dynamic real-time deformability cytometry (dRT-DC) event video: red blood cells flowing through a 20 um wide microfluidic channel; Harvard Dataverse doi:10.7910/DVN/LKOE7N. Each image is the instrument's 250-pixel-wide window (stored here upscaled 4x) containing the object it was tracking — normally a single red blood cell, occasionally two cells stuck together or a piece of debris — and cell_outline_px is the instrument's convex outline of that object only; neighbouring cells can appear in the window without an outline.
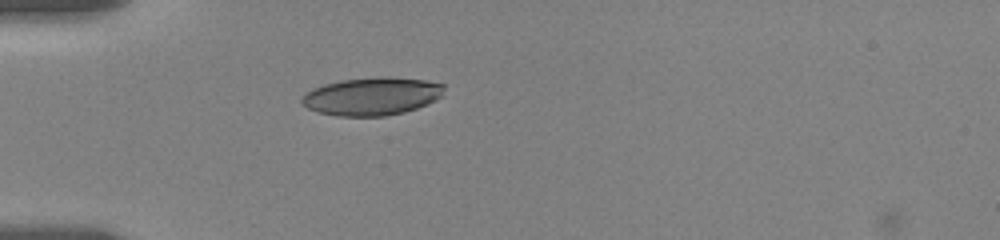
{"species": "human", "species_latin": "Homo sapiens", "temperature_condition": "room temperature", "stored_images_in_passage": 41, "camera_frame_rate_fps": 3000, "um_per_image_px": 0.085, "donor": {"sex": "female"}, "frame": {"image": 1, "passage_image": 1, "time_ms": 0.0, "image_size_px": [1000, 240], "cell_outline_px": [[444, 96], [428, 104], [404, 112], [384, 116], [336, 116], [316, 112], [300, 104], [300, 100], [312, 88], [324, 84], [344, 80], [380, 76], [428, 80], [444, 84]], "centroid_in_image_um": [31.63, 8.19], "position_along_channel_um": 53.4, "area_um2": 31.67}}
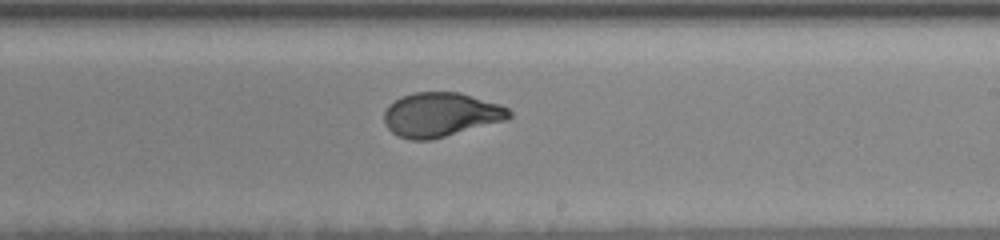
{"frame": {"image": 2, "passage_image": 19, "time_ms": 6.0, "image_size_px": [1000, 240], "cell_outline_px": [[512, 116], [508, 120], [428, 140], [408, 140], [396, 136], [384, 124], [384, 112], [388, 104], [404, 96], [416, 92], [460, 92], [500, 104], [508, 108], [512, 112]], "centroid_in_image_um": [37.47, 9.75], "position_along_channel_um": 251.5, "area_um2": 32.31}}
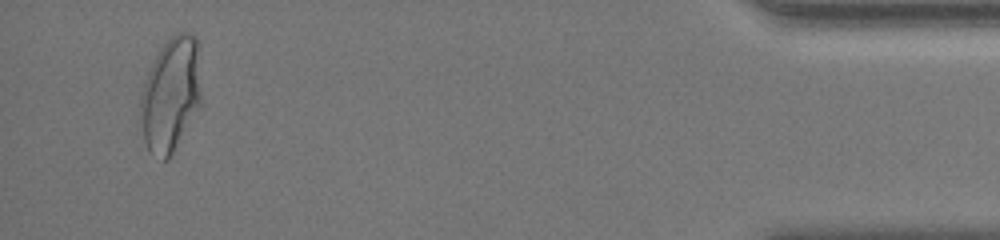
{"frame": {"image": 3, "passage_image": 39, "time_ms": 12.667, "image_size_px": [1000, 240], "cell_outline_px": [[200, 104], [172, 152], [164, 160], [148, 152], [144, 140], [140, 112], [140, 96], [148, 72], [160, 48], [176, 32], [192, 32], [196, 36], [200, 44]], "centroid_in_image_um": [14.53, 7.95], "position_along_channel_um": 420.7, "area_um2": 40.29}, "authors_computed_cell_mechanics": {"area_um2": 32.7726, "velocity_mm_per_s": 3.5189, "shape_relaxation_time_tau1_ms": 5.1033, "shape_relaxation_time_tau2_ms": null, "deformation_change_tau1": 0.1817, "deformation_change_tau2": null}}